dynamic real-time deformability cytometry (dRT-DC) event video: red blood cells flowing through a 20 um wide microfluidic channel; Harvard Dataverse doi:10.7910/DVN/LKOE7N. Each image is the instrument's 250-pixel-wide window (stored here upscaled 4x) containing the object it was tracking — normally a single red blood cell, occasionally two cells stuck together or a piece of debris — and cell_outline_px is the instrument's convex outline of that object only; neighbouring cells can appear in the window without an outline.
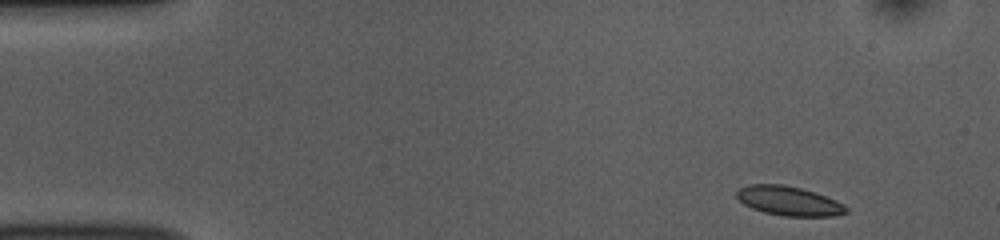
{"species": "common noctule bat (a hibernating species)", "species_latin": "Nyctalus noctula", "temperature_condition": "room temperature", "stored_images_in_passage": 48, "camera_frame_rate_fps": 3000, "um_per_image_px": 0.085, "animal": {"sex": "female", "body_mass_g": 10.0, "forearm_length_mm": 53.1}, "frame": {"image": 1, "passage_image": 1, "time_ms": 0.0, "image_size_px": [1000, 240], "cell_outline_px": [[848, 212], [832, 216], [784, 216], [764, 212], [752, 208], [744, 204], [736, 196], [736, 192], [740, 188], [748, 184], [784, 184], [800, 188], [836, 200], [844, 204], [848, 208]], "centroid_in_image_um": [67.04, 17.08], "position_along_channel_um": 18.0, "area_um2": 18.55}}
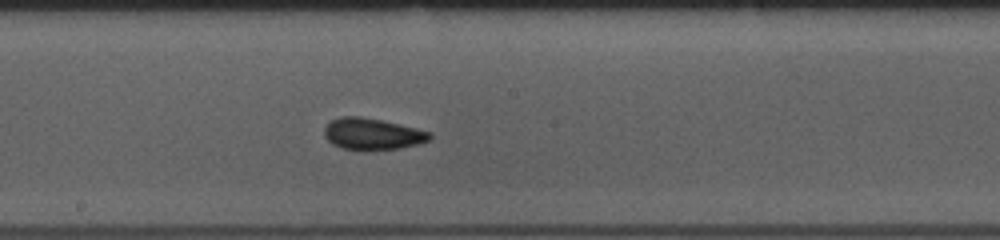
{"frame": {"image": 2, "passage_image": 24, "time_ms": 7.667, "image_size_px": [1000, 240], "cell_outline_px": [[432, 136], [428, 140], [420, 144], [400, 148], [340, 148], [332, 144], [324, 136], [324, 128], [332, 120], [344, 116], [360, 116], [380, 120], [416, 128], [432, 132]], "centroid_in_image_um": [31.66, 11.36], "position_along_channel_um": 216.5, "area_um2": 18.84}}
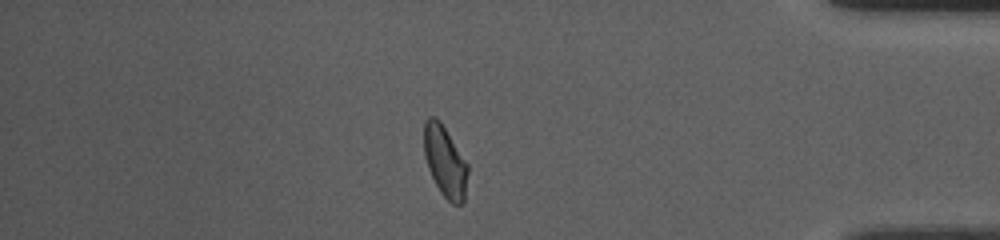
{"frame": {"image": 3, "passage_image": 41, "time_ms": 13.333, "image_size_px": [1000, 240], "cell_outline_px": [[468, 172], [464, 200], [460, 204], [452, 204], [440, 192], [428, 168], [424, 156], [424, 120], [428, 116], [436, 116], [440, 120], [468, 164]], "centroid_in_image_um": [37.81, 13.69], "position_along_channel_um": 397.4, "area_um2": 18.21}, "authors_computed_cell_mechanics": {"area_um2": 18.7561, "velocity_mm_per_s": 3.784, "shape_relaxation_time_tau1_ms": 8.1899, "shape_relaxation_time_tau2_ms": 2.5278, "deformation_change_tau1": 0.1738, "deformation_change_tau2": 0.0568}}